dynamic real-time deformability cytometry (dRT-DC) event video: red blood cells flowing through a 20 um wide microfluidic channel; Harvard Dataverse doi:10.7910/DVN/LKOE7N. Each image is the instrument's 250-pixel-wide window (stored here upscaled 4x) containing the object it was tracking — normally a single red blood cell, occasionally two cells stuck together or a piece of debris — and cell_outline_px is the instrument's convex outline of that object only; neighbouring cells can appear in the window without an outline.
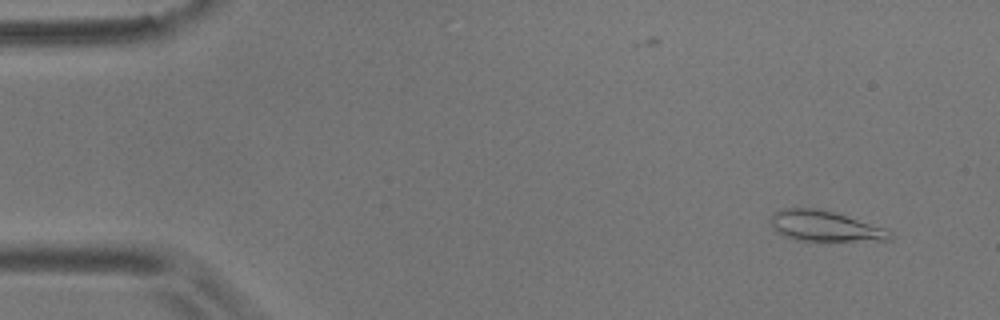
{"species": "common noctule bat (a hibernating species)", "species_latin": "Nyctalus noctula", "temperature_condition": "room temperature", "stored_images_in_passage": 4, "camera_frame_rate_fps": 3000, "um_per_image_px": 0.085, "animal": {"sex": "male", "body_mass_g": 17.9}, "frame": {"image": 1, "passage_image": 1, "time_ms": 0.0, "image_size_px": [1000, 320], "cell_outline_px": [[896, 236], [892, 240], [796, 240], [784, 236], [776, 232], [768, 220], [776, 212], [784, 208], [816, 208], [832, 212], [888, 228]], "centroid_in_image_um": [70.15, 19.22], "position_along_channel_um": 14.9, "area_um2": 21.15}}